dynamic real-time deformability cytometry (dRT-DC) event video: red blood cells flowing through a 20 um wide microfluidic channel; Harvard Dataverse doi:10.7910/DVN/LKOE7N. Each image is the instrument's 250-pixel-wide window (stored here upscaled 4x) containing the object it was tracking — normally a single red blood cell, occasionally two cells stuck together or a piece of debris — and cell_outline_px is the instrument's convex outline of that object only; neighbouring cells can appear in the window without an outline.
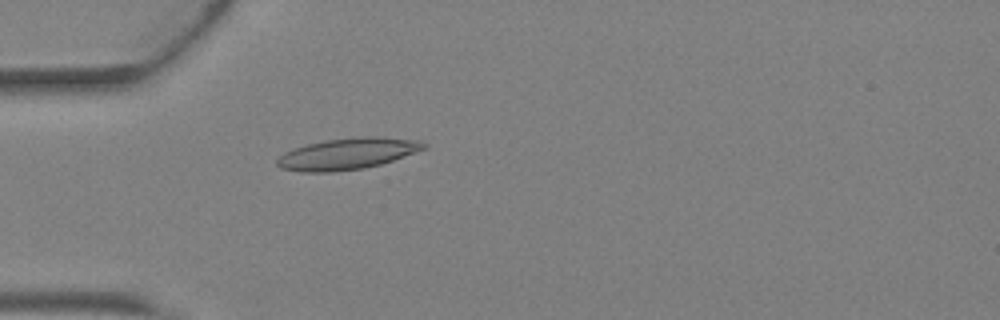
{"species": "Egyptian fruit bat (a non-hibernating species)", "species_latin": "Rousettus aegyptiacus", "temperature_condition": "warm", "stored_images_in_passage": 4, "camera_frame_rate_fps": 3000, "um_per_image_px": 0.085, "animal": {"sex": "female"}, "frame": {"image": 1, "passage_image": 4, "time_ms": 1.0, "image_size_px": [1000, 320], "cell_outline_px": [[428, 148], [380, 164], [364, 168], [332, 172], [300, 172], [280, 168], [276, 164], [276, 160], [284, 152], [308, 144], [324, 140], [364, 136], [376, 136], [420, 140], [428, 144]], "centroid_in_image_um": [29.55, 13.07], "position_along_channel_um": 55.4, "area_um2": 26.88}}